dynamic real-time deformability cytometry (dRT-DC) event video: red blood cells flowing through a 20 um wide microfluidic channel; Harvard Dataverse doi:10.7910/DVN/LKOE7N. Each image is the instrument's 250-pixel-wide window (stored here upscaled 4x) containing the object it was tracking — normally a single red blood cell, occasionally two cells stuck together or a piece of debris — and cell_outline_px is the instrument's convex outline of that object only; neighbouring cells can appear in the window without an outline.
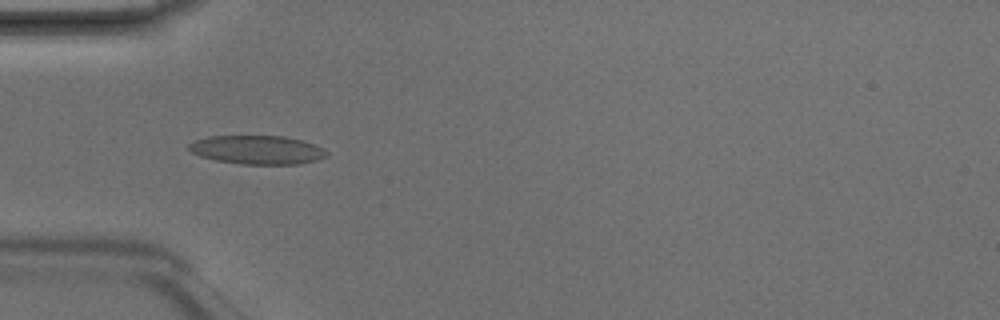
{"species": "Egyptian fruit bat (a non-hibernating species)", "species_latin": "Rousettus aegyptiacus", "temperature_condition": "room temperature", "stored_images_in_passage": 6, "camera_frame_rate_fps": 3000, "um_per_image_px": 0.085, "animal": {"sex": "male"}, "frame": {"image": 1, "passage_image": 4, "time_ms": 1.0, "image_size_px": [1000, 320], "cell_outline_px": [[328, 156], [316, 160], [300, 164], [240, 164], [216, 160], [200, 156], [192, 152], [188, 148], [188, 144], [196, 140], [208, 136], [284, 136], [304, 140], [324, 148], [328, 152]], "centroid_in_image_um": [21.9, 12.73], "position_along_channel_um": 63.1, "area_um2": 23.18}}
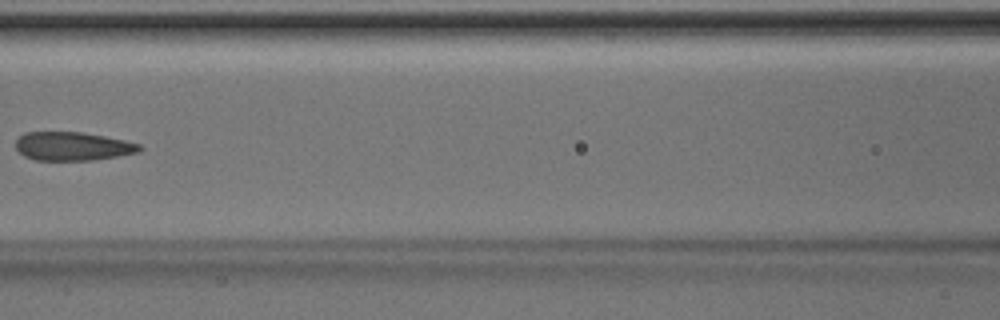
{"frame": {"image": 2, "passage_image": 6, "time_ms": 1.667, "image_size_px": [1000, 320], "cell_outline_px": [[144, 148], [140, 152], [92, 160], [36, 160], [24, 156], [16, 148], [16, 140], [24, 132], [84, 132], [124, 140], [140, 144]], "centroid_in_image_um": [6.19, 12.43], "position_along_channel_um": 160.4, "area_um2": 20.63}}